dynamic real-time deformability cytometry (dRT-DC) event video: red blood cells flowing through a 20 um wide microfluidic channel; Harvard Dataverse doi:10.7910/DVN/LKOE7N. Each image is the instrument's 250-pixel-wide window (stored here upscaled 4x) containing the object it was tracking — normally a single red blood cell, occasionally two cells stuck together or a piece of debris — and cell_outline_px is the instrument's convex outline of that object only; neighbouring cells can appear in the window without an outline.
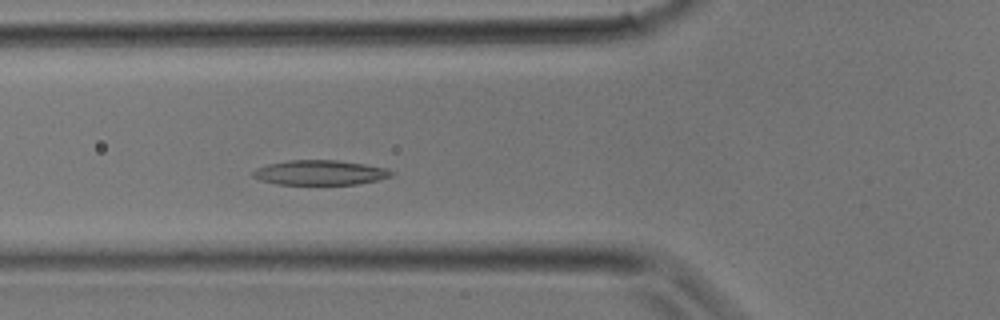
{"species": "common noctule bat (a hibernating species)", "species_latin": "Nyctalus noctula", "temperature_condition": "room temperature", "stored_images_in_passage": 10, "camera_frame_rate_fps": 3000, "um_per_image_px": 0.085, "animal": {"sex": "male", "body_mass_g": 17.9}, "frame": {"image": 1, "passage_image": 10, "time_ms": 3.0, "image_size_px": [1000, 320], "cell_outline_px": [[396, 172], [392, 176], [376, 180], [356, 184], [276, 184], [260, 180], [252, 176], [252, 172], [256, 168], [268, 164], [288, 160], [336, 160], [364, 164], [388, 168]], "centroid_in_image_um": [27.21, 14.66], "position_along_channel_um": 98.6, "area_um2": 20.0}}